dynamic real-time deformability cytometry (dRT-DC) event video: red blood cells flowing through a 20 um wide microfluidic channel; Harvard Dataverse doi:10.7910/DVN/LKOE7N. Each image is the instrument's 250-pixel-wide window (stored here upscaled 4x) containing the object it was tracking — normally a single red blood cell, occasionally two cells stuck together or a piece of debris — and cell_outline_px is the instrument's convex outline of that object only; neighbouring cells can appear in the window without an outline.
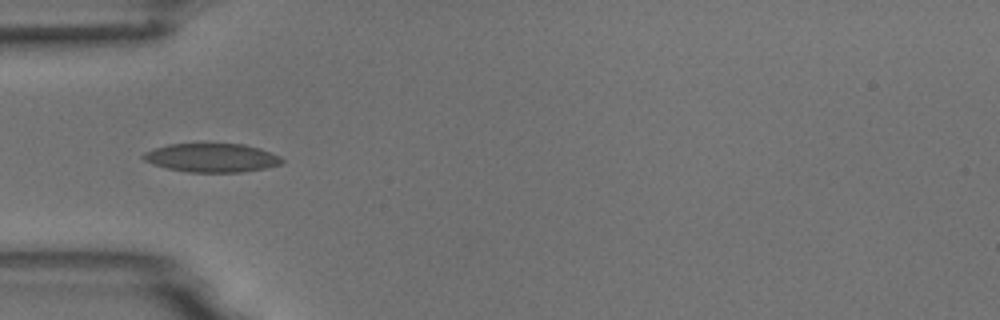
{"species": "common noctule bat (a hibernating species)", "species_latin": "Nyctalus noctula", "temperature_condition": "room temperature", "stored_images_in_passage": 8, "camera_frame_rate_fps": 3000, "um_per_image_px": 0.085, "animal": {"sex": "male", "body_mass_g": 18.8}, "frame": {"image": 1, "passage_image": 3, "time_ms": 3.333, "image_size_px": [1000, 320], "cell_outline_px": [[284, 164], [264, 168], [240, 172], [188, 172], [168, 168], [152, 164], [144, 160], [140, 156], [144, 152], [168, 144], [244, 144], [260, 148], [280, 156], [284, 160]], "centroid_in_image_um": [18.01, 13.41], "position_along_channel_um": 67.0, "area_um2": 23.18}}
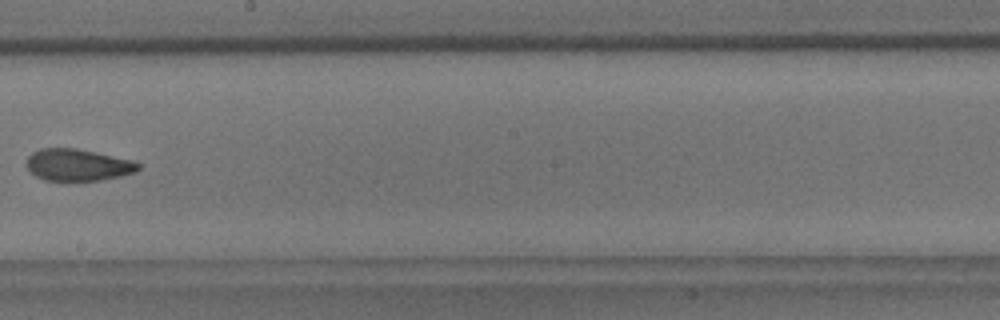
{"frame": {"image": 2, "passage_image": 7, "time_ms": 8.0, "image_size_px": [1000, 320], "cell_outline_px": [[140, 168], [136, 172], [120, 176], [100, 180], [44, 180], [36, 176], [28, 168], [28, 156], [32, 152], [40, 148], [76, 148], [136, 160], [140, 164]], "centroid_in_image_um": [6.67, 14.0], "position_along_channel_um": 241.5, "area_um2": 20.75}}
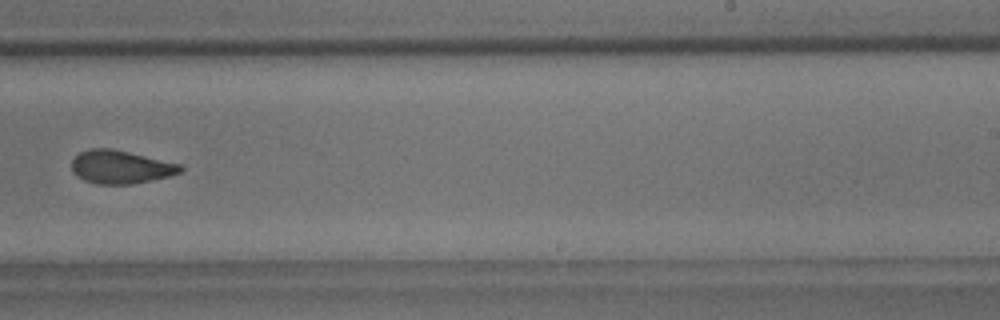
{"frame": {"image": 3, "passage_image": 8, "time_ms": 9.0, "image_size_px": [1000, 320], "cell_outline_px": [[184, 168], [180, 172], [168, 176], [132, 184], [96, 184], [84, 180], [76, 176], [72, 172], [72, 160], [80, 152], [88, 148], [112, 148], [180, 164]], "centroid_in_image_um": [10.21, 14.19], "position_along_channel_um": 278.8, "area_um2": 20.98}}